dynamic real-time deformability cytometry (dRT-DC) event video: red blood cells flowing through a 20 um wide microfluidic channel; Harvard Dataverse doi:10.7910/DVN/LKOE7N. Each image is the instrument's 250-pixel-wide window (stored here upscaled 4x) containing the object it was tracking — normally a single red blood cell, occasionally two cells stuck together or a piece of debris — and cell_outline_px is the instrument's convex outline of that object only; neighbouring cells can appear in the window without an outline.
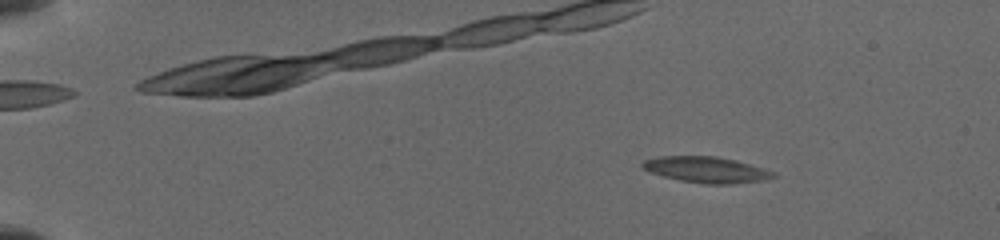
{"species": "common noctule bat (a hibernating species)", "species_latin": "Nyctalus noctula", "temperature_condition": "cold", "stored_images_in_passage": 27, "camera_frame_rate_fps": 3000, "um_per_image_px": 0.085, "animal": {"sex": "female", "body_mass_g": 19.5, "forearm_length_mm": 54.1}, "frame": {"image": 1, "passage_image": 15, "time_ms": 2.667, "image_size_px": [1000, 240], "cell_outline_px": [[776, 176], [760, 180], [728, 184], [704, 184], [680, 180], [664, 176], [652, 172], [644, 168], [640, 164], [644, 160], [660, 156], [716, 156], [736, 160], [764, 168], [776, 172]], "centroid_in_image_um": [60.05, 14.41], "position_along_channel_um": 25.0, "area_um2": 19.59}}